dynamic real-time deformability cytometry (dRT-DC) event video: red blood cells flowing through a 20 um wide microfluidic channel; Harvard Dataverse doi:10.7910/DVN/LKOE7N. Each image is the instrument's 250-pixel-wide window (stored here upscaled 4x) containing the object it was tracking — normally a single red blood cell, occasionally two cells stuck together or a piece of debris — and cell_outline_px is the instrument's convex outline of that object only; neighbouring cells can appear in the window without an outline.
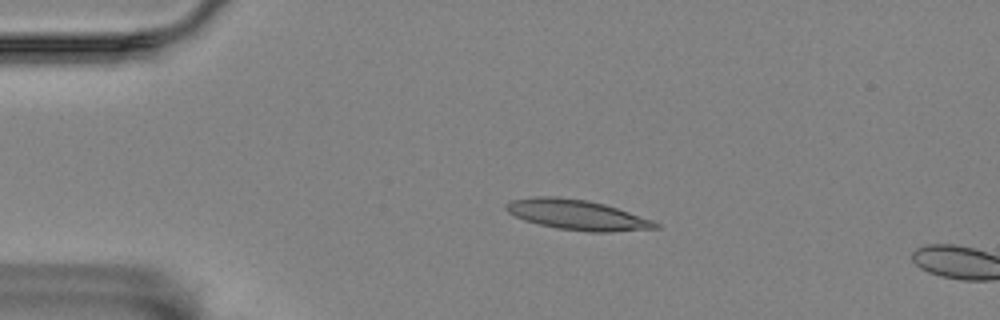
{"species": "Egyptian fruit bat (a non-hibernating species)", "species_latin": "Rousettus aegyptiacus", "temperature_condition": "room temperature", "stored_images_in_passage": 2, "camera_frame_rate_fps": 3000, "um_per_image_px": 0.085, "animal": {"sex": "female"}, "frame": {"image": 1, "passage_image": 1, "time_ms": 0.0, "image_size_px": [1000, 320], "cell_outline_px": [[660, 228], [608, 232], [588, 232], [556, 228], [524, 220], [508, 212], [504, 208], [504, 204], [512, 200], [532, 196], [556, 196], [588, 200], [604, 204], [652, 220], [660, 224]], "centroid_in_image_um": [49.03, 18.25], "position_along_channel_um": 36.0, "area_um2": 26.18}}